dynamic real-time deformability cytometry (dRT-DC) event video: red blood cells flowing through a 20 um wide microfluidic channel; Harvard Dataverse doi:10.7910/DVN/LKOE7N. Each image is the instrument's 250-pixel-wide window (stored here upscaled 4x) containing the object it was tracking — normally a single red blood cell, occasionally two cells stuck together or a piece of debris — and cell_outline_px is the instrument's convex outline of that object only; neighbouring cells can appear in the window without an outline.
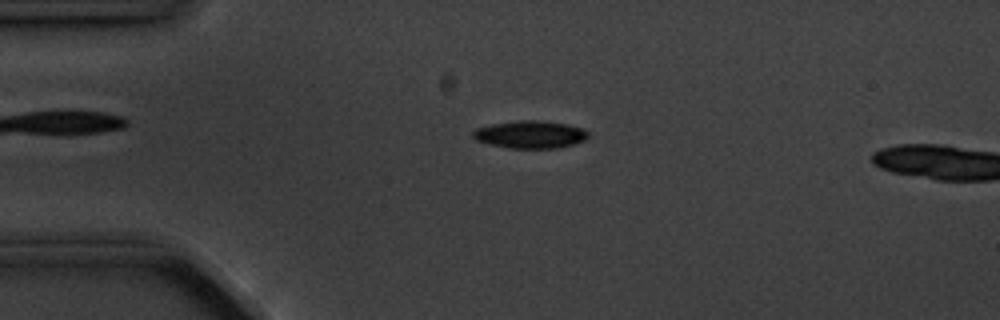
{"species": "common noctule bat (a hibernating species)", "species_latin": "Nyctalus noctula", "temperature_condition": "cold", "stored_images_in_passage": 4, "camera_frame_rate_fps": 3000, "um_per_image_px": 0.085, "animal": {"sex": "male", "body_mass_g": 20.1, "forearm_length_mm": 53.5}, "frame": {"image": 1, "passage_image": 3, "time_ms": 2.333, "image_size_px": [1000, 320], "cell_outline_px": [[588, 136], [584, 140], [576, 144], [560, 148], [508, 148], [476, 140], [472, 136], [472, 132], [476, 128], [492, 124], [516, 120], [544, 120], [568, 124], [584, 128], [588, 132]], "centroid_in_image_um": [45.11, 11.42], "position_along_channel_um": 39.9, "area_um2": 18.73}}